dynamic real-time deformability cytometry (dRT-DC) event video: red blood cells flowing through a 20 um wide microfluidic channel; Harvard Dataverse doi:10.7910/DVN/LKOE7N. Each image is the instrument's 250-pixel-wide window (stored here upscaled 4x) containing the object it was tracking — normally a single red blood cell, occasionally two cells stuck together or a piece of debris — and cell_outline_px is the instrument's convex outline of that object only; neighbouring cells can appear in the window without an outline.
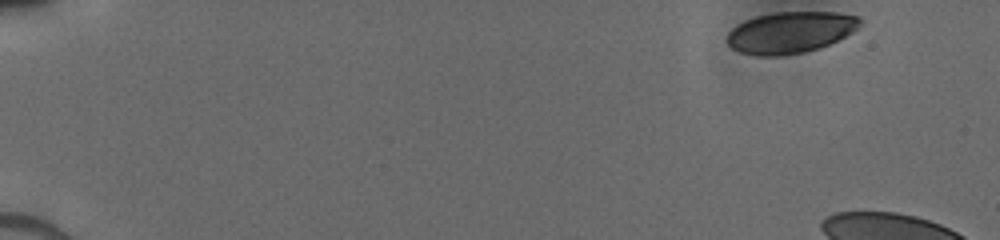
{"species": "human", "species_latin": "Homo sapiens", "temperature_condition": "cold", "stored_images_in_passage": 10, "camera_frame_rate_fps": 3000, "um_per_image_px": 0.085, "donor": {"sex": "male"}, "frame": {"image": 1, "passage_image": 1, "time_ms": 0.0, "image_size_px": [1000, 240], "cell_outline_px": [[864, 20], [852, 32], [820, 48], [804, 52], [780, 56], [756, 56], [740, 52], [732, 48], [728, 44], [728, 32], [736, 24], [744, 20], [756, 16], [776, 12], [836, 12], [860, 16]], "centroid_in_image_um": [67.17, 2.75], "position_along_channel_um": 17.8, "area_um2": 32.19}}